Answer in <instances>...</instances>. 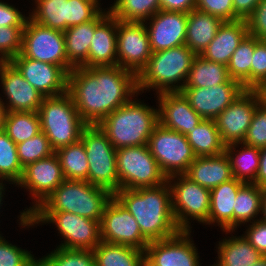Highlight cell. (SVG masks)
I'll return each mask as SVG.
<instances>
[{
    "mask_svg": "<svg viewBox=\"0 0 266 266\" xmlns=\"http://www.w3.org/2000/svg\"><path fill=\"white\" fill-rule=\"evenodd\" d=\"M67 93L80 117L96 125L139 94L137 75L118 65L76 67L68 73Z\"/></svg>",
    "mask_w": 266,
    "mask_h": 266,
    "instance_id": "cell-1",
    "label": "cell"
},
{
    "mask_svg": "<svg viewBox=\"0 0 266 266\" xmlns=\"http://www.w3.org/2000/svg\"><path fill=\"white\" fill-rule=\"evenodd\" d=\"M114 197L132 214L149 242L174 237L181 231L173 215L168 181L155 187L120 189Z\"/></svg>",
    "mask_w": 266,
    "mask_h": 266,
    "instance_id": "cell-2",
    "label": "cell"
},
{
    "mask_svg": "<svg viewBox=\"0 0 266 266\" xmlns=\"http://www.w3.org/2000/svg\"><path fill=\"white\" fill-rule=\"evenodd\" d=\"M159 123L158 108L132 98L105 117L98 125L114 148L147 145Z\"/></svg>",
    "mask_w": 266,
    "mask_h": 266,
    "instance_id": "cell-3",
    "label": "cell"
},
{
    "mask_svg": "<svg viewBox=\"0 0 266 266\" xmlns=\"http://www.w3.org/2000/svg\"><path fill=\"white\" fill-rule=\"evenodd\" d=\"M197 55L186 45L153 52L146 67L137 76L138 92L155 89L156 94L180 92Z\"/></svg>",
    "mask_w": 266,
    "mask_h": 266,
    "instance_id": "cell-4",
    "label": "cell"
},
{
    "mask_svg": "<svg viewBox=\"0 0 266 266\" xmlns=\"http://www.w3.org/2000/svg\"><path fill=\"white\" fill-rule=\"evenodd\" d=\"M114 195L88 181L65 179L33 212H70L101 221L104 209Z\"/></svg>",
    "mask_w": 266,
    "mask_h": 266,
    "instance_id": "cell-5",
    "label": "cell"
},
{
    "mask_svg": "<svg viewBox=\"0 0 266 266\" xmlns=\"http://www.w3.org/2000/svg\"><path fill=\"white\" fill-rule=\"evenodd\" d=\"M41 131L49 139L54 152L81 139L88 125L79 115L68 93L44 97L38 110Z\"/></svg>",
    "mask_w": 266,
    "mask_h": 266,
    "instance_id": "cell-6",
    "label": "cell"
},
{
    "mask_svg": "<svg viewBox=\"0 0 266 266\" xmlns=\"http://www.w3.org/2000/svg\"><path fill=\"white\" fill-rule=\"evenodd\" d=\"M19 225L25 229L37 224L55 225L64 241L58 247L93 250L100 242V221L81 217L70 212H32L27 216L23 210L18 216Z\"/></svg>",
    "mask_w": 266,
    "mask_h": 266,
    "instance_id": "cell-7",
    "label": "cell"
},
{
    "mask_svg": "<svg viewBox=\"0 0 266 266\" xmlns=\"http://www.w3.org/2000/svg\"><path fill=\"white\" fill-rule=\"evenodd\" d=\"M80 140L89 163L88 182L114 195L118 191L117 150L98 124L87 125Z\"/></svg>",
    "mask_w": 266,
    "mask_h": 266,
    "instance_id": "cell-8",
    "label": "cell"
},
{
    "mask_svg": "<svg viewBox=\"0 0 266 266\" xmlns=\"http://www.w3.org/2000/svg\"><path fill=\"white\" fill-rule=\"evenodd\" d=\"M118 190L159 186L168 181L148 145L117 149Z\"/></svg>",
    "mask_w": 266,
    "mask_h": 266,
    "instance_id": "cell-9",
    "label": "cell"
},
{
    "mask_svg": "<svg viewBox=\"0 0 266 266\" xmlns=\"http://www.w3.org/2000/svg\"><path fill=\"white\" fill-rule=\"evenodd\" d=\"M168 183L172 191V210L178 228L181 231H192L189 220L209 225L210 189L200 186L185 174L168 177Z\"/></svg>",
    "mask_w": 266,
    "mask_h": 266,
    "instance_id": "cell-10",
    "label": "cell"
},
{
    "mask_svg": "<svg viewBox=\"0 0 266 266\" xmlns=\"http://www.w3.org/2000/svg\"><path fill=\"white\" fill-rule=\"evenodd\" d=\"M150 153L168 177L185 174L196 156L187 137L158 123L148 140Z\"/></svg>",
    "mask_w": 266,
    "mask_h": 266,
    "instance_id": "cell-11",
    "label": "cell"
},
{
    "mask_svg": "<svg viewBox=\"0 0 266 266\" xmlns=\"http://www.w3.org/2000/svg\"><path fill=\"white\" fill-rule=\"evenodd\" d=\"M23 57L61 66L67 73L73 67L68 63L64 33L27 19L22 34Z\"/></svg>",
    "mask_w": 266,
    "mask_h": 266,
    "instance_id": "cell-12",
    "label": "cell"
},
{
    "mask_svg": "<svg viewBox=\"0 0 266 266\" xmlns=\"http://www.w3.org/2000/svg\"><path fill=\"white\" fill-rule=\"evenodd\" d=\"M261 101L259 89H245L215 118L217 129L226 146L243 142Z\"/></svg>",
    "mask_w": 266,
    "mask_h": 266,
    "instance_id": "cell-13",
    "label": "cell"
},
{
    "mask_svg": "<svg viewBox=\"0 0 266 266\" xmlns=\"http://www.w3.org/2000/svg\"><path fill=\"white\" fill-rule=\"evenodd\" d=\"M101 241L145 250L149 241L142 235L132 214L113 196L100 221Z\"/></svg>",
    "mask_w": 266,
    "mask_h": 266,
    "instance_id": "cell-14",
    "label": "cell"
},
{
    "mask_svg": "<svg viewBox=\"0 0 266 266\" xmlns=\"http://www.w3.org/2000/svg\"><path fill=\"white\" fill-rule=\"evenodd\" d=\"M117 65L137 76L146 67L152 50L145 23L117 19Z\"/></svg>",
    "mask_w": 266,
    "mask_h": 266,
    "instance_id": "cell-15",
    "label": "cell"
},
{
    "mask_svg": "<svg viewBox=\"0 0 266 266\" xmlns=\"http://www.w3.org/2000/svg\"><path fill=\"white\" fill-rule=\"evenodd\" d=\"M64 180L61 164L55 152L46 158L28 164L17 184V187H24L28 190L31 199H34L33 206L24 209L25 214L29 216L35 211Z\"/></svg>",
    "mask_w": 266,
    "mask_h": 266,
    "instance_id": "cell-16",
    "label": "cell"
},
{
    "mask_svg": "<svg viewBox=\"0 0 266 266\" xmlns=\"http://www.w3.org/2000/svg\"><path fill=\"white\" fill-rule=\"evenodd\" d=\"M191 231H180L174 237L150 241L144 260L150 266H201Z\"/></svg>",
    "mask_w": 266,
    "mask_h": 266,
    "instance_id": "cell-17",
    "label": "cell"
},
{
    "mask_svg": "<svg viewBox=\"0 0 266 266\" xmlns=\"http://www.w3.org/2000/svg\"><path fill=\"white\" fill-rule=\"evenodd\" d=\"M0 81L6 102L5 112H38L44 96L37 91L10 61H0Z\"/></svg>",
    "mask_w": 266,
    "mask_h": 266,
    "instance_id": "cell-18",
    "label": "cell"
},
{
    "mask_svg": "<svg viewBox=\"0 0 266 266\" xmlns=\"http://www.w3.org/2000/svg\"><path fill=\"white\" fill-rule=\"evenodd\" d=\"M245 88L236 80L210 87H183L180 91L203 118L215 119Z\"/></svg>",
    "mask_w": 266,
    "mask_h": 266,
    "instance_id": "cell-19",
    "label": "cell"
},
{
    "mask_svg": "<svg viewBox=\"0 0 266 266\" xmlns=\"http://www.w3.org/2000/svg\"><path fill=\"white\" fill-rule=\"evenodd\" d=\"M10 62L44 97L67 93L68 73L58 65L23 57L20 53Z\"/></svg>",
    "mask_w": 266,
    "mask_h": 266,
    "instance_id": "cell-20",
    "label": "cell"
},
{
    "mask_svg": "<svg viewBox=\"0 0 266 266\" xmlns=\"http://www.w3.org/2000/svg\"><path fill=\"white\" fill-rule=\"evenodd\" d=\"M187 21L188 13L164 10L146 20L144 23L152 52L185 45Z\"/></svg>",
    "mask_w": 266,
    "mask_h": 266,
    "instance_id": "cell-21",
    "label": "cell"
},
{
    "mask_svg": "<svg viewBox=\"0 0 266 266\" xmlns=\"http://www.w3.org/2000/svg\"><path fill=\"white\" fill-rule=\"evenodd\" d=\"M157 98L159 123L165 128L186 135L203 120L181 92H164Z\"/></svg>",
    "mask_w": 266,
    "mask_h": 266,
    "instance_id": "cell-22",
    "label": "cell"
},
{
    "mask_svg": "<svg viewBox=\"0 0 266 266\" xmlns=\"http://www.w3.org/2000/svg\"><path fill=\"white\" fill-rule=\"evenodd\" d=\"M248 34L245 19L224 21L201 56L208 61L227 66L234 51Z\"/></svg>",
    "mask_w": 266,
    "mask_h": 266,
    "instance_id": "cell-23",
    "label": "cell"
},
{
    "mask_svg": "<svg viewBox=\"0 0 266 266\" xmlns=\"http://www.w3.org/2000/svg\"><path fill=\"white\" fill-rule=\"evenodd\" d=\"M88 52V67L117 65V18L109 13L96 27Z\"/></svg>",
    "mask_w": 266,
    "mask_h": 266,
    "instance_id": "cell-24",
    "label": "cell"
},
{
    "mask_svg": "<svg viewBox=\"0 0 266 266\" xmlns=\"http://www.w3.org/2000/svg\"><path fill=\"white\" fill-rule=\"evenodd\" d=\"M244 183L233 178L210 190L209 225L217 224L226 235L234 232L235 200Z\"/></svg>",
    "mask_w": 266,
    "mask_h": 266,
    "instance_id": "cell-25",
    "label": "cell"
},
{
    "mask_svg": "<svg viewBox=\"0 0 266 266\" xmlns=\"http://www.w3.org/2000/svg\"><path fill=\"white\" fill-rule=\"evenodd\" d=\"M185 175L210 190L234 178L226 152L214 156L196 157Z\"/></svg>",
    "mask_w": 266,
    "mask_h": 266,
    "instance_id": "cell-26",
    "label": "cell"
},
{
    "mask_svg": "<svg viewBox=\"0 0 266 266\" xmlns=\"http://www.w3.org/2000/svg\"><path fill=\"white\" fill-rule=\"evenodd\" d=\"M102 10L93 20L67 28L63 33L68 63L73 67H88V52L95 27L110 13Z\"/></svg>",
    "mask_w": 266,
    "mask_h": 266,
    "instance_id": "cell-27",
    "label": "cell"
},
{
    "mask_svg": "<svg viewBox=\"0 0 266 266\" xmlns=\"http://www.w3.org/2000/svg\"><path fill=\"white\" fill-rule=\"evenodd\" d=\"M223 22L221 18L196 8L191 10L188 13L185 45L196 55H201Z\"/></svg>",
    "mask_w": 266,
    "mask_h": 266,
    "instance_id": "cell-28",
    "label": "cell"
},
{
    "mask_svg": "<svg viewBox=\"0 0 266 266\" xmlns=\"http://www.w3.org/2000/svg\"><path fill=\"white\" fill-rule=\"evenodd\" d=\"M217 246L218 259L213 266H252L263 257L243 235L225 237Z\"/></svg>",
    "mask_w": 266,
    "mask_h": 266,
    "instance_id": "cell-29",
    "label": "cell"
},
{
    "mask_svg": "<svg viewBox=\"0 0 266 266\" xmlns=\"http://www.w3.org/2000/svg\"><path fill=\"white\" fill-rule=\"evenodd\" d=\"M196 157L214 156L225 152L215 119H203L185 135Z\"/></svg>",
    "mask_w": 266,
    "mask_h": 266,
    "instance_id": "cell-30",
    "label": "cell"
},
{
    "mask_svg": "<svg viewBox=\"0 0 266 266\" xmlns=\"http://www.w3.org/2000/svg\"><path fill=\"white\" fill-rule=\"evenodd\" d=\"M237 147L242 149L236 150ZM225 152L230 160L233 177L245 183H252L259 170L260 149L241 142L227 145Z\"/></svg>",
    "mask_w": 266,
    "mask_h": 266,
    "instance_id": "cell-31",
    "label": "cell"
},
{
    "mask_svg": "<svg viewBox=\"0 0 266 266\" xmlns=\"http://www.w3.org/2000/svg\"><path fill=\"white\" fill-rule=\"evenodd\" d=\"M96 266H140L144 251L135 247L101 241L93 250Z\"/></svg>",
    "mask_w": 266,
    "mask_h": 266,
    "instance_id": "cell-32",
    "label": "cell"
},
{
    "mask_svg": "<svg viewBox=\"0 0 266 266\" xmlns=\"http://www.w3.org/2000/svg\"><path fill=\"white\" fill-rule=\"evenodd\" d=\"M29 18L48 28L64 32L69 28L70 0H34ZM35 8V9H34Z\"/></svg>",
    "mask_w": 266,
    "mask_h": 266,
    "instance_id": "cell-33",
    "label": "cell"
},
{
    "mask_svg": "<svg viewBox=\"0 0 266 266\" xmlns=\"http://www.w3.org/2000/svg\"><path fill=\"white\" fill-rule=\"evenodd\" d=\"M262 203V188L254 183H244L235 200L234 231L242 224L257 221L259 213L262 214Z\"/></svg>",
    "mask_w": 266,
    "mask_h": 266,
    "instance_id": "cell-34",
    "label": "cell"
},
{
    "mask_svg": "<svg viewBox=\"0 0 266 266\" xmlns=\"http://www.w3.org/2000/svg\"><path fill=\"white\" fill-rule=\"evenodd\" d=\"M230 79L226 65L208 61L201 55H197L184 87H210L226 83Z\"/></svg>",
    "mask_w": 266,
    "mask_h": 266,
    "instance_id": "cell-35",
    "label": "cell"
},
{
    "mask_svg": "<svg viewBox=\"0 0 266 266\" xmlns=\"http://www.w3.org/2000/svg\"><path fill=\"white\" fill-rule=\"evenodd\" d=\"M3 130L15 143L24 142L41 131L38 112H5Z\"/></svg>",
    "mask_w": 266,
    "mask_h": 266,
    "instance_id": "cell-36",
    "label": "cell"
},
{
    "mask_svg": "<svg viewBox=\"0 0 266 266\" xmlns=\"http://www.w3.org/2000/svg\"><path fill=\"white\" fill-rule=\"evenodd\" d=\"M55 153L59 158L65 179L88 181L89 163L81 140L60 148Z\"/></svg>",
    "mask_w": 266,
    "mask_h": 266,
    "instance_id": "cell-37",
    "label": "cell"
},
{
    "mask_svg": "<svg viewBox=\"0 0 266 266\" xmlns=\"http://www.w3.org/2000/svg\"><path fill=\"white\" fill-rule=\"evenodd\" d=\"M110 13L123 22L144 23L161 10L160 0H115Z\"/></svg>",
    "mask_w": 266,
    "mask_h": 266,
    "instance_id": "cell-38",
    "label": "cell"
},
{
    "mask_svg": "<svg viewBox=\"0 0 266 266\" xmlns=\"http://www.w3.org/2000/svg\"><path fill=\"white\" fill-rule=\"evenodd\" d=\"M253 53L254 36L248 34L236 48L227 65L230 78L238 81L245 89H251Z\"/></svg>",
    "mask_w": 266,
    "mask_h": 266,
    "instance_id": "cell-39",
    "label": "cell"
},
{
    "mask_svg": "<svg viewBox=\"0 0 266 266\" xmlns=\"http://www.w3.org/2000/svg\"><path fill=\"white\" fill-rule=\"evenodd\" d=\"M23 171L16 144L4 130L0 131V179L17 186L23 176Z\"/></svg>",
    "mask_w": 266,
    "mask_h": 266,
    "instance_id": "cell-40",
    "label": "cell"
},
{
    "mask_svg": "<svg viewBox=\"0 0 266 266\" xmlns=\"http://www.w3.org/2000/svg\"><path fill=\"white\" fill-rule=\"evenodd\" d=\"M37 266H96L92 250L58 247L37 260Z\"/></svg>",
    "mask_w": 266,
    "mask_h": 266,
    "instance_id": "cell-41",
    "label": "cell"
},
{
    "mask_svg": "<svg viewBox=\"0 0 266 266\" xmlns=\"http://www.w3.org/2000/svg\"><path fill=\"white\" fill-rule=\"evenodd\" d=\"M16 146L18 158L23 168L54 153L49 139L42 131L32 138L16 144Z\"/></svg>",
    "mask_w": 266,
    "mask_h": 266,
    "instance_id": "cell-42",
    "label": "cell"
},
{
    "mask_svg": "<svg viewBox=\"0 0 266 266\" xmlns=\"http://www.w3.org/2000/svg\"><path fill=\"white\" fill-rule=\"evenodd\" d=\"M31 253L8 242L0 234V266H37V259Z\"/></svg>",
    "mask_w": 266,
    "mask_h": 266,
    "instance_id": "cell-43",
    "label": "cell"
},
{
    "mask_svg": "<svg viewBox=\"0 0 266 266\" xmlns=\"http://www.w3.org/2000/svg\"><path fill=\"white\" fill-rule=\"evenodd\" d=\"M24 27H0V61H10L21 52Z\"/></svg>",
    "mask_w": 266,
    "mask_h": 266,
    "instance_id": "cell-44",
    "label": "cell"
},
{
    "mask_svg": "<svg viewBox=\"0 0 266 266\" xmlns=\"http://www.w3.org/2000/svg\"><path fill=\"white\" fill-rule=\"evenodd\" d=\"M243 143L259 149L266 147V104L263 101L255 110Z\"/></svg>",
    "mask_w": 266,
    "mask_h": 266,
    "instance_id": "cell-45",
    "label": "cell"
},
{
    "mask_svg": "<svg viewBox=\"0 0 266 266\" xmlns=\"http://www.w3.org/2000/svg\"><path fill=\"white\" fill-rule=\"evenodd\" d=\"M100 0H70L69 27L93 20L103 9Z\"/></svg>",
    "mask_w": 266,
    "mask_h": 266,
    "instance_id": "cell-46",
    "label": "cell"
},
{
    "mask_svg": "<svg viewBox=\"0 0 266 266\" xmlns=\"http://www.w3.org/2000/svg\"><path fill=\"white\" fill-rule=\"evenodd\" d=\"M251 63V89H260L266 83V39L254 37Z\"/></svg>",
    "mask_w": 266,
    "mask_h": 266,
    "instance_id": "cell-47",
    "label": "cell"
},
{
    "mask_svg": "<svg viewBox=\"0 0 266 266\" xmlns=\"http://www.w3.org/2000/svg\"><path fill=\"white\" fill-rule=\"evenodd\" d=\"M195 8L223 21L240 20L234 12L233 0H195Z\"/></svg>",
    "mask_w": 266,
    "mask_h": 266,
    "instance_id": "cell-48",
    "label": "cell"
},
{
    "mask_svg": "<svg viewBox=\"0 0 266 266\" xmlns=\"http://www.w3.org/2000/svg\"><path fill=\"white\" fill-rule=\"evenodd\" d=\"M246 21L249 35L258 39H266V0L260 1Z\"/></svg>",
    "mask_w": 266,
    "mask_h": 266,
    "instance_id": "cell-49",
    "label": "cell"
},
{
    "mask_svg": "<svg viewBox=\"0 0 266 266\" xmlns=\"http://www.w3.org/2000/svg\"><path fill=\"white\" fill-rule=\"evenodd\" d=\"M248 226L243 236L256 250L266 256V221L259 217L257 221L251 222Z\"/></svg>",
    "mask_w": 266,
    "mask_h": 266,
    "instance_id": "cell-50",
    "label": "cell"
},
{
    "mask_svg": "<svg viewBox=\"0 0 266 266\" xmlns=\"http://www.w3.org/2000/svg\"><path fill=\"white\" fill-rule=\"evenodd\" d=\"M28 18L15 6L0 0V27L25 26Z\"/></svg>",
    "mask_w": 266,
    "mask_h": 266,
    "instance_id": "cell-51",
    "label": "cell"
},
{
    "mask_svg": "<svg viewBox=\"0 0 266 266\" xmlns=\"http://www.w3.org/2000/svg\"><path fill=\"white\" fill-rule=\"evenodd\" d=\"M160 8L164 11L189 13L195 9V0H160Z\"/></svg>",
    "mask_w": 266,
    "mask_h": 266,
    "instance_id": "cell-52",
    "label": "cell"
},
{
    "mask_svg": "<svg viewBox=\"0 0 266 266\" xmlns=\"http://www.w3.org/2000/svg\"><path fill=\"white\" fill-rule=\"evenodd\" d=\"M261 0H233L234 12L240 19H247Z\"/></svg>",
    "mask_w": 266,
    "mask_h": 266,
    "instance_id": "cell-53",
    "label": "cell"
},
{
    "mask_svg": "<svg viewBox=\"0 0 266 266\" xmlns=\"http://www.w3.org/2000/svg\"><path fill=\"white\" fill-rule=\"evenodd\" d=\"M257 186L266 185V147L260 148V164L255 180L252 182Z\"/></svg>",
    "mask_w": 266,
    "mask_h": 266,
    "instance_id": "cell-54",
    "label": "cell"
},
{
    "mask_svg": "<svg viewBox=\"0 0 266 266\" xmlns=\"http://www.w3.org/2000/svg\"><path fill=\"white\" fill-rule=\"evenodd\" d=\"M262 216L261 219L266 221V185L262 186Z\"/></svg>",
    "mask_w": 266,
    "mask_h": 266,
    "instance_id": "cell-55",
    "label": "cell"
},
{
    "mask_svg": "<svg viewBox=\"0 0 266 266\" xmlns=\"http://www.w3.org/2000/svg\"><path fill=\"white\" fill-rule=\"evenodd\" d=\"M5 180H2V179H0V206H2L1 204H3V203H1L2 201H3V197H4V195H5V189H6V184H5V182H4ZM4 182V183H3ZM5 185V186H4ZM1 209V208H0Z\"/></svg>",
    "mask_w": 266,
    "mask_h": 266,
    "instance_id": "cell-56",
    "label": "cell"
},
{
    "mask_svg": "<svg viewBox=\"0 0 266 266\" xmlns=\"http://www.w3.org/2000/svg\"><path fill=\"white\" fill-rule=\"evenodd\" d=\"M5 110L2 104L0 103V131L3 130V118H4Z\"/></svg>",
    "mask_w": 266,
    "mask_h": 266,
    "instance_id": "cell-57",
    "label": "cell"
},
{
    "mask_svg": "<svg viewBox=\"0 0 266 266\" xmlns=\"http://www.w3.org/2000/svg\"><path fill=\"white\" fill-rule=\"evenodd\" d=\"M261 96H262V101L266 104V83L259 89Z\"/></svg>",
    "mask_w": 266,
    "mask_h": 266,
    "instance_id": "cell-58",
    "label": "cell"
},
{
    "mask_svg": "<svg viewBox=\"0 0 266 266\" xmlns=\"http://www.w3.org/2000/svg\"><path fill=\"white\" fill-rule=\"evenodd\" d=\"M252 266H266V256H263L256 264Z\"/></svg>",
    "mask_w": 266,
    "mask_h": 266,
    "instance_id": "cell-59",
    "label": "cell"
},
{
    "mask_svg": "<svg viewBox=\"0 0 266 266\" xmlns=\"http://www.w3.org/2000/svg\"><path fill=\"white\" fill-rule=\"evenodd\" d=\"M140 266H150L145 260L141 263Z\"/></svg>",
    "mask_w": 266,
    "mask_h": 266,
    "instance_id": "cell-60",
    "label": "cell"
}]
</instances>
